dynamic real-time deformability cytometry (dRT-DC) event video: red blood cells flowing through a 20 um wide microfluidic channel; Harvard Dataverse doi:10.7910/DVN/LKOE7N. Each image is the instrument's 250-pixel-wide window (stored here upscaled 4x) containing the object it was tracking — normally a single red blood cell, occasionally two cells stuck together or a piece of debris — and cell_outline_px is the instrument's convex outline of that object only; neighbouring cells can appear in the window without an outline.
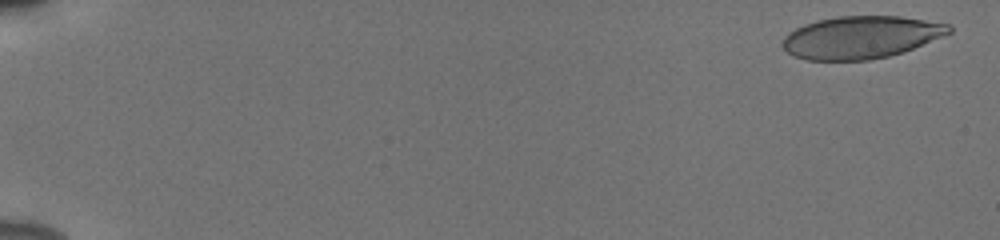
{"species": "human", "species_latin": "Homo sapiens", "temperature_condition": "cold", "stored_images_in_passage": 54, "camera_frame_rate_fps": 3000, "um_per_image_px": 0.085, "donor": {"sex": "male"}, "frame": {"image": 1, "passage_image": 2, "time_ms": 0.333, "image_size_px": [1000, 240], "cell_outline_px": [[952, 32], [944, 36], [904, 52], [888, 56], [868, 60], [808, 60], [792, 56], [780, 44], [784, 36], [788, 32], [804, 24], [816, 20], [836, 16], [900, 16], [948, 24], [952, 28]], "centroid_in_image_um": [73.15, 3.17], "position_along_channel_um": 11.8, "area_um2": 41.38}}
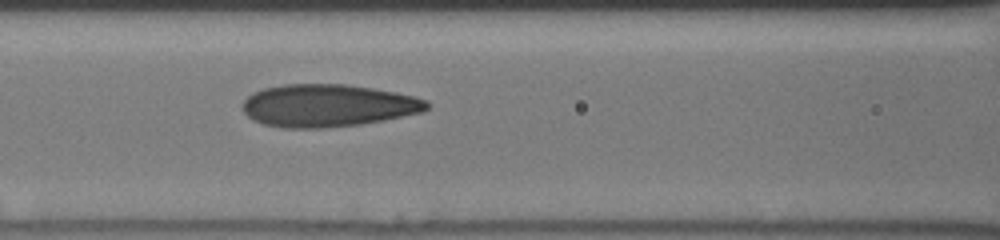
{"frame": {"image": 2, "passage_image": 26, "time_ms": 8.333, "image_size_px": [1000, 240], "cell_outline_px": [[432, 104], [424, 112], [384, 120], [360, 124], [324, 128], [284, 128], [264, 124], [252, 120], [244, 112], [240, 104], [252, 92], [264, 88], [284, 84], [344, 84], [372, 88], [396, 92], [416, 96], [428, 100]], "centroid_in_image_um": [27.88, 8.97], "position_along_channel_um": 138.7, "area_um2": 46.12}}
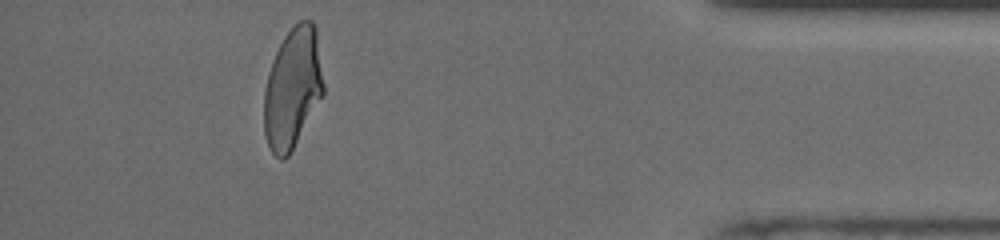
{"frame": {"image": 3, "passage_image": 50, "time_ms": 16.333, "image_size_px": [1000, 240], "cell_outline_px": [[324, 96], [288, 156], [284, 160], [280, 160], [268, 148], [264, 132], [264, 92], [268, 72], [272, 60], [284, 36], [300, 20], [312, 20], [316, 28], [324, 84]], "centroid_in_image_um": [24.88, 7.51], "position_along_channel_um": 410.3, "area_um2": 42.02}, "authors_computed_cell_mechanics": {"area_um2": 43.3211, "velocity_mm_per_s": 3.871, "shape_relaxation_time_tau1_ms": 5.6028, "shape_relaxation_time_tau2_ms": 1.3417, "deformation_change_tau1": 0.1835, "deformation_change_tau2": 0.0812}}